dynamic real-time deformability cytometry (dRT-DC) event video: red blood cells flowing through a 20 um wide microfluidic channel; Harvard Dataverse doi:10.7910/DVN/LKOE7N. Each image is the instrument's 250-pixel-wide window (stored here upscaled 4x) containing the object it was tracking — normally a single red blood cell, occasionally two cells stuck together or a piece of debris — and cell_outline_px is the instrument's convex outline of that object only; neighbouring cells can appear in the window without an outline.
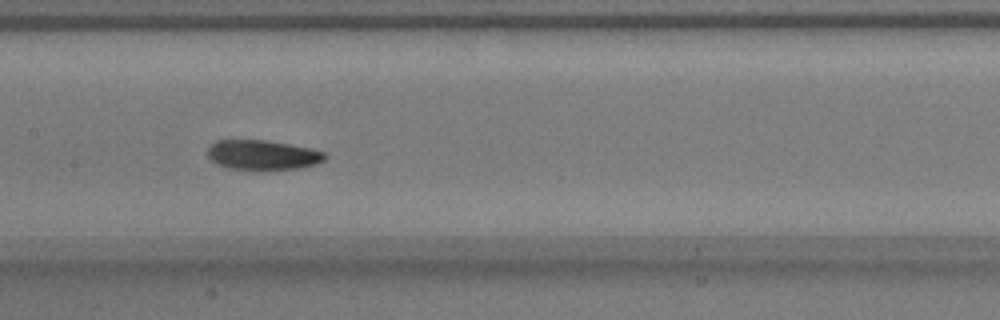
{"species": "common noctule bat (a hibernating species)", "species_latin": "Nyctalus noctula", "temperature_condition": "warm", "stored_images_in_passage": 39, "camera_frame_rate_fps": 3000, "um_per_image_px": 0.085, "animal": {"sex": "male", "body_mass_g": 17.9}, "frame": {"image": 1, "passage_image": 16, "time_ms": 5.0, "image_size_px": [1000, 320], "cell_outline_px": [[328, 156], [324, 160], [316, 164], [304, 168], [232, 168], [216, 164], [208, 156], [208, 148], [216, 140], [264, 140], [312, 148], [324, 152]], "centroid_in_image_um": [22.36, 13.15], "position_along_channel_um": 185.0, "area_um2": 19.88}}
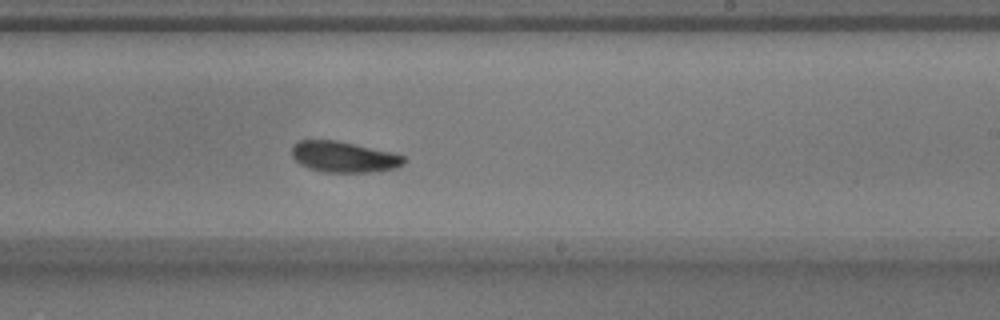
{"frame": {"image": 2, "passage_image": 22, "time_ms": 7.0, "image_size_px": [1000, 320], "cell_outline_px": [[408, 160], [404, 164], [396, 168], [380, 172], [324, 172], [308, 168], [300, 164], [292, 156], [292, 148], [300, 140], [336, 140], [392, 152], [404, 156]], "centroid_in_image_um": [29.28, 13.35], "position_along_channel_um": 259.7, "area_um2": 20.29}}
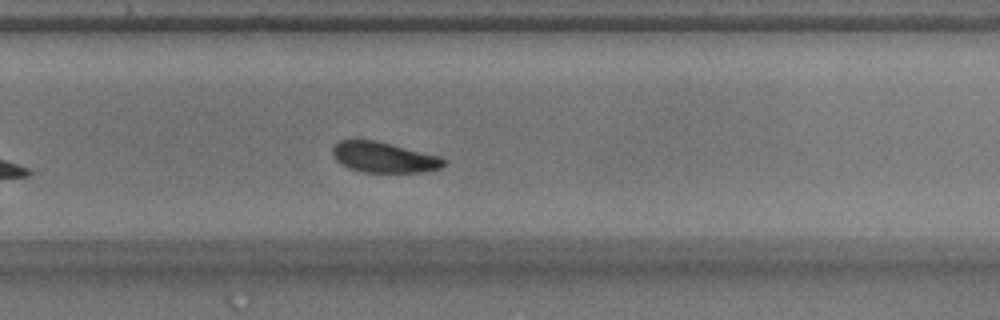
{"frame": {"image": 3, "passage_image": 25, "time_ms": 8.0, "image_size_px": [1000, 320], "cell_outline_px": [[448, 160], [440, 168], [420, 172], [364, 172], [348, 168], [340, 164], [332, 156], [332, 148], [340, 140], [376, 140], [440, 156]], "centroid_in_image_um": [32.61, 13.37], "position_along_channel_um": 297.2, "area_um2": 19.83}, "authors_computed_cell_mechanics": {"area_um2": 20.3456, "velocity_mm_per_s": 3.7512, "shape_relaxation_time_tau1_ms": 2.4699, "shape_relaxation_time_tau2_ms": 5.8745, "deformation_change_tau1": 0.0886, "deformation_change_tau2": 0.1097}}